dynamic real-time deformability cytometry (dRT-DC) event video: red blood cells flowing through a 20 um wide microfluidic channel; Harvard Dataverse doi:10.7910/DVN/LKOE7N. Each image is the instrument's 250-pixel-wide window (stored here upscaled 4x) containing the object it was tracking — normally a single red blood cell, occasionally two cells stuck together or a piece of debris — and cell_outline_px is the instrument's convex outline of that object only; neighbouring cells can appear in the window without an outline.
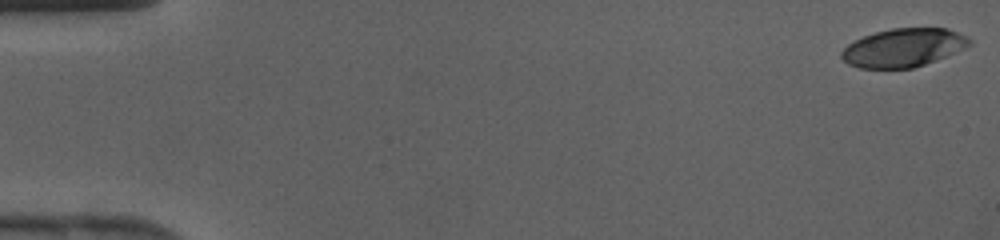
{"species": "human", "species_latin": "Homo sapiens", "temperature_condition": "cold", "stored_images_in_passage": 43, "camera_frame_rate_fps": 3000, "um_per_image_px": 0.085, "donor": {"sex": "female"}, "frame": {"image": 1, "passage_image": 1, "time_ms": 0.0, "image_size_px": [1000, 240], "cell_outline_px": [[972, 44], [936, 60], [912, 68], [860, 68], [848, 64], [840, 56], [840, 52], [848, 44], [864, 36], [876, 32], [892, 28], [948, 28], [972, 40]], "centroid_in_image_um": [76.76, 4.05], "position_along_channel_um": 8.2, "area_um2": 28.32}}
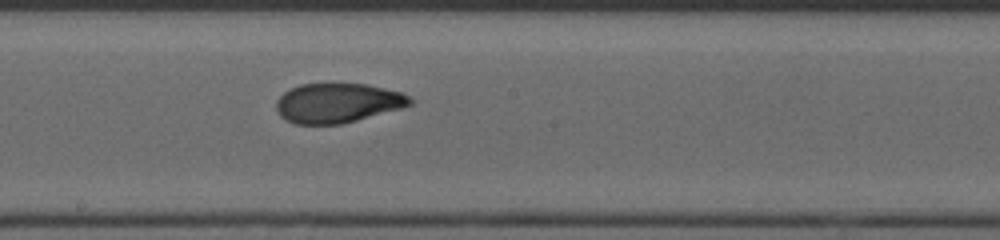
{"frame": {"image": 2, "passage_image": 24, "time_ms": 7.667, "image_size_px": [1000, 240], "cell_outline_px": [[412, 104], [400, 108], [356, 120], [340, 124], [296, 124], [280, 116], [276, 108], [276, 100], [284, 92], [300, 84], [368, 84], [404, 92], [412, 100]], "centroid_in_image_um": [28.7, 8.74], "position_along_channel_um": 219.5, "area_um2": 30.63}}
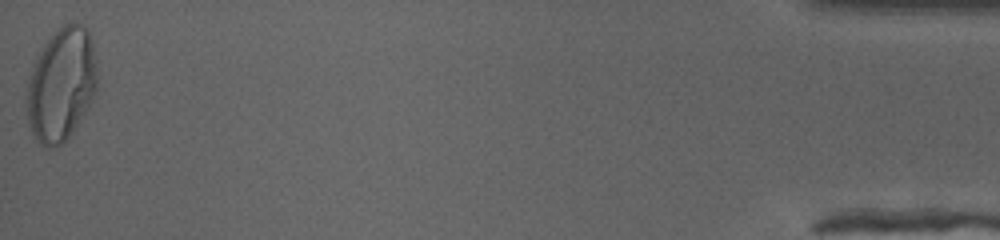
{"frame": {"image": 3, "passage_image": 43, "time_ms": 14.0, "image_size_px": [1000, 240], "cell_outline_px": [[96, 92], [88, 108], [72, 132], [60, 144], [52, 148], [44, 148], [36, 140], [32, 132], [28, 120], [24, 100], [24, 96], [32, 64], [40, 48], [64, 24], [72, 20], [88, 28], [92, 40], [96, 60]], "centroid_in_image_um": [5.18, 7.17], "position_along_channel_um": 430.0, "area_um2": 47.11}}